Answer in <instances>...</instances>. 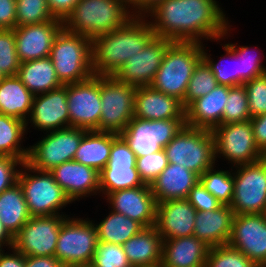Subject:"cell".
Wrapping results in <instances>:
<instances>
[{
	"label": "cell",
	"mask_w": 266,
	"mask_h": 267,
	"mask_svg": "<svg viewBox=\"0 0 266 267\" xmlns=\"http://www.w3.org/2000/svg\"><path fill=\"white\" fill-rule=\"evenodd\" d=\"M98 243L96 226L90 220L66 217L56 244V257L65 267H86Z\"/></svg>",
	"instance_id": "8"
},
{
	"label": "cell",
	"mask_w": 266,
	"mask_h": 267,
	"mask_svg": "<svg viewBox=\"0 0 266 267\" xmlns=\"http://www.w3.org/2000/svg\"><path fill=\"white\" fill-rule=\"evenodd\" d=\"M168 165L165 150L137 157L136 169L144 184L151 185Z\"/></svg>",
	"instance_id": "45"
},
{
	"label": "cell",
	"mask_w": 266,
	"mask_h": 267,
	"mask_svg": "<svg viewBox=\"0 0 266 267\" xmlns=\"http://www.w3.org/2000/svg\"><path fill=\"white\" fill-rule=\"evenodd\" d=\"M130 0H79L62 21L69 32L93 40L125 26L134 16Z\"/></svg>",
	"instance_id": "3"
},
{
	"label": "cell",
	"mask_w": 266,
	"mask_h": 267,
	"mask_svg": "<svg viewBox=\"0 0 266 267\" xmlns=\"http://www.w3.org/2000/svg\"><path fill=\"white\" fill-rule=\"evenodd\" d=\"M209 246L194 235L163 240V267H205Z\"/></svg>",
	"instance_id": "26"
},
{
	"label": "cell",
	"mask_w": 266,
	"mask_h": 267,
	"mask_svg": "<svg viewBox=\"0 0 266 267\" xmlns=\"http://www.w3.org/2000/svg\"><path fill=\"white\" fill-rule=\"evenodd\" d=\"M5 244V245H4ZM14 245V237L9 233V231L4 227L0 220V246H9V248Z\"/></svg>",
	"instance_id": "55"
},
{
	"label": "cell",
	"mask_w": 266,
	"mask_h": 267,
	"mask_svg": "<svg viewBox=\"0 0 266 267\" xmlns=\"http://www.w3.org/2000/svg\"><path fill=\"white\" fill-rule=\"evenodd\" d=\"M134 117L144 120L185 119V108L177 98L150 85L142 86L136 89Z\"/></svg>",
	"instance_id": "24"
},
{
	"label": "cell",
	"mask_w": 266,
	"mask_h": 267,
	"mask_svg": "<svg viewBox=\"0 0 266 267\" xmlns=\"http://www.w3.org/2000/svg\"><path fill=\"white\" fill-rule=\"evenodd\" d=\"M233 216L228 205L212 211H197L193 235L210 248L226 245L231 236Z\"/></svg>",
	"instance_id": "28"
},
{
	"label": "cell",
	"mask_w": 266,
	"mask_h": 267,
	"mask_svg": "<svg viewBox=\"0 0 266 267\" xmlns=\"http://www.w3.org/2000/svg\"><path fill=\"white\" fill-rule=\"evenodd\" d=\"M172 42V40L155 36L141 52L130 57L113 77L135 87L150 85Z\"/></svg>",
	"instance_id": "18"
},
{
	"label": "cell",
	"mask_w": 266,
	"mask_h": 267,
	"mask_svg": "<svg viewBox=\"0 0 266 267\" xmlns=\"http://www.w3.org/2000/svg\"><path fill=\"white\" fill-rule=\"evenodd\" d=\"M164 150L168 163L183 165L199 177L215 166V140L211 130L185 125Z\"/></svg>",
	"instance_id": "6"
},
{
	"label": "cell",
	"mask_w": 266,
	"mask_h": 267,
	"mask_svg": "<svg viewBox=\"0 0 266 267\" xmlns=\"http://www.w3.org/2000/svg\"><path fill=\"white\" fill-rule=\"evenodd\" d=\"M137 87L113 76H100L101 118L99 131L120 135L134 117Z\"/></svg>",
	"instance_id": "9"
},
{
	"label": "cell",
	"mask_w": 266,
	"mask_h": 267,
	"mask_svg": "<svg viewBox=\"0 0 266 267\" xmlns=\"http://www.w3.org/2000/svg\"><path fill=\"white\" fill-rule=\"evenodd\" d=\"M62 85L82 82L94 75L92 40L62 28L56 35L50 56Z\"/></svg>",
	"instance_id": "5"
},
{
	"label": "cell",
	"mask_w": 266,
	"mask_h": 267,
	"mask_svg": "<svg viewBox=\"0 0 266 267\" xmlns=\"http://www.w3.org/2000/svg\"><path fill=\"white\" fill-rule=\"evenodd\" d=\"M91 267H132L122 245L98 241Z\"/></svg>",
	"instance_id": "43"
},
{
	"label": "cell",
	"mask_w": 266,
	"mask_h": 267,
	"mask_svg": "<svg viewBox=\"0 0 266 267\" xmlns=\"http://www.w3.org/2000/svg\"><path fill=\"white\" fill-rule=\"evenodd\" d=\"M131 1V13L134 17H146L151 10H153L158 4L164 0H130ZM136 11V12H135Z\"/></svg>",
	"instance_id": "53"
},
{
	"label": "cell",
	"mask_w": 266,
	"mask_h": 267,
	"mask_svg": "<svg viewBox=\"0 0 266 267\" xmlns=\"http://www.w3.org/2000/svg\"><path fill=\"white\" fill-rule=\"evenodd\" d=\"M202 45V42H172L150 86L183 102L194 69L202 60Z\"/></svg>",
	"instance_id": "4"
},
{
	"label": "cell",
	"mask_w": 266,
	"mask_h": 267,
	"mask_svg": "<svg viewBox=\"0 0 266 267\" xmlns=\"http://www.w3.org/2000/svg\"><path fill=\"white\" fill-rule=\"evenodd\" d=\"M197 210L187 199L157 203L155 227L163 240L193 235Z\"/></svg>",
	"instance_id": "22"
},
{
	"label": "cell",
	"mask_w": 266,
	"mask_h": 267,
	"mask_svg": "<svg viewBox=\"0 0 266 267\" xmlns=\"http://www.w3.org/2000/svg\"><path fill=\"white\" fill-rule=\"evenodd\" d=\"M250 116L266 114V74L245 82Z\"/></svg>",
	"instance_id": "46"
},
{
	"label": "cell",
	"mask_w": 266,
	"mask_h": 267,
	"mask_svg": "<svg viewBox=\"0 0 266 267\" xmlns=\"http://www.w3.org/2000/svg\"><path fill=\"white\" fill-rule=\"evenodd\" d=\"M22 164L15 157L0 156V194L17 183L19 170L16 167Z\"/></svg>",
	"instance_id": "48"
},
{
	"label": "cell",
	"mask_w": 266,
	"mask_h": 267,
	"mask_svg": "<svg viewBox=\"0 0 266 267\" xmlns=\"http://www.w3.org/2000/svg\"><path fill=\"white\" fill-rule=\"evenodd\" d=\"M13 253L7 254L3 251L0 253V267H25V255L21 254L14 247Z\"/></svg>",
	"instance_id": "54"
},
{
	"label": "cell",
	"mask_w": 266,
	"mask_h": 267,
	"mask_svg": "<svg viewBox=\"0 0 266 267\" xmlns=\"http://www.w3.org/2000/svg\"><path fill=\"white\" fill-rule=\"evenodd\" d=\"M263 214H264V216H265V219H266V209H265V211H264V213H263Z\"/></svg>",
	"instance_id": "58"
},
{
	"label": "cell",
	"mask_w": 266,
	"mask_h": 267,
	"mask_svg": "<svg viewBox=\"0 0 266 267\" xmlns=\"http://www.w3.org/2000/svg\"><path fill=\"white\" fill-rule=\"evenodd\" d=\"M26 129V122L0 114V156L15 157L23 163L27 161L29 148L21 147Z\"/></svg>",
	"instance_id": "35"
},
{
	"label": "cell",
	"mask_w": 266,
	"mask_h": 267,
	"mask_svg": "<svg viewBox=\"0 0 266 267\" xmlns=\"http://www.w3.org/2000/svg\"><path fill=\"white\" fill-rule=\"evenodd\" d=\"M206 170L200 177L202 185L222 204L230 206L234 194V179L232 171Z\"/></svg>",
	"instance_id": "36"
},
{
	"label": "cell",
	"mask_w": 266,
	"mask_h": 267,
	"mask_svg": "<svg viewBox=\"0 0 266 267\" xmlns=\"http://www.w3.org/2000/svg\"><path fill=\"white\" fill-rule=\"evenodd\" d=\"M148 19L133 17L122 28L92 40V69L95 76H113L119 68L156 36Z\"/></svg>",
	"instance_id": "2"
},
{
	"label": "cell",
	"mask_w": 266,
	"mask_h": 267,
	"mask_svg": "<svg viewBox=\"0 0 266 267\" xmlns=\"http://www.w3.org/2000/svg\"><path fill=\"white\" fill-rule=\"evenodd\" d=\"M30 217L23 190L18 182L0 194V220L13 237Z\"/></svg>",
	"instance_id": "33"
},
{
	"label": "cell",
	"mask_w": 266,
	"mask_h": 267,
	"mask_svg": "<svg viewBox=\"0 0 266 267\" xmlns=\"http://www.w3.org/2000/svg\"><path fill=\"white\" fill-rule=\"evenodd\" d=\"M62 28L60 19L15 27L16 51L20 62L49 57L54 39Z\"/></svg>",
	"instance_id": "21"
},
{
	"label": "cell",
	"mask_w": 266,
	"mask_h": 267,
	"mask_svg": "<svg viewBox=\"0 0 266 267\" xmlns=\"http://www.w3.org/2000/svg\"><path fill=\"white\" fill-rule=\"evenodd\" d=\"M56 20L47 0H16V27Z\"/></svg>",
	"instance_id": "38"
},
{
	"label": "cell",
	"mask_w": 266,
	"mask_h": 267,
	"mask_svg": "<svg viewBox=\"0 0 266 267\" xmlns=\"http://www.w3.org/2000/svg\"><path fill=\"white\" fill-rule=\"evenodd\" d=\"M64 215L35 216L14 236L13 247L25 256L54 257Z\"/></svg>",
	"instance_id": "15"
},
{
	"label": "cell",
	"mask_w": 266,
	"mask_h": 267,
	"mask_svg": "<svg viewBox=\"0 0 266 267\" xmlns=\"http://www.w3.org/2000/svg\"><path fill=\"white\" fill-rule=\"evenodd\" d=\"M50 173L71 202L100 192L99 172L74 160L54 167Z\"/></svg>",
	"instance_id": "23"
},
{
	"label": "cell",
	"mask_w": 266,
	"mask_h": 267,
	"mask_svg": "<svg viewBox=\"0 0 266 267\" xmlns=\"http://www.w3.org/2000/svg\"><path fill=\"white\" fill-rule=\"evenodd\" d=\"M205 47L202 45V59L208 64V66L211 68L212 73L214 74L218 85H226L229 87L239 86V67H238V58L233 54V52L226 46H223V49L226 51V59H233L234 67L233 69H229L226 66H223L224 64L222 61L216 63L213 62V59L210 57V54L207 55L204 50ZM228 57V58H227ZM212 59V60H211Z\"/></svg>",
	"instance_id": "44"
},
{
	"label": "cell",
	"mask_w": 266,
	"mask_h": 267,
	"mask_svg": "<svg viewBox=\"0 0 266 267\" xmlns=\"http://www.w3.org/2000/svg\"><path fill=\"white\" fill-rule=\"evenodd\" d=\"M221 9L216 0H164L145 18H154L149 23L157 37L173 42L218 41L230 31Z\"/></svg>",
	"instance_id": "1"
},
{
	"label": "cell",
	"mask_w": 266,
	"mask_h": 267,
	"mask_svg": "<svg viewBox=\"0 0 266 267\" xmlns=\"http://www.w3.org/2000/svg\"><path fill=\"white\" fill-rule=\"evenodd\" d=\"M70 126L99 131L101 118L100 76L67 84Z\"/></svg>",
	"instance_id": "16"
},
{
	"label": "cell",
	"mask_w": 266,
	"mask_h": 267,
	"mask_svg": "<svg viewBox=\"0 0 266 267\" xmlns=\"http://www.w3.org/2000/svg\"><path fill=\"white\" fill-rule=\"evenodd\" d=\"M187 200L197 211L202 212L217 210L222 206L200 181L191 189Z\"/></svg>",
	"instance_id": "47"
},
{
	"label": "cell",
	"mask_w": 266,
	"mask_h": 267,
	"mask_svg": "<svg viewBox=\"0 0 266 267\" xmlns=\"http://www.w3.org/2000/svg\"><path fill=\"white\" fill-rule=\"evenodd\" d=\"M17 76L33 95L47 93L62 86L50 57L22 62Z\"/></svg>",
	"instance_id": "31"
},
{
	"label": "cell",
	"mask_w": 266,
	"mask_h": 267,
	"mask_svg": "<svg viewBox=\"0 0 266 267\" xmlns=\"http://www.w3.org/2000/svg\"><path fill=\"white\" fill-rule=\"evenodd\" d=\"M238 58L239 67V86L253 78L266 74V67L262 64L261 58L257 55L252 56L250 47L236 46L237 44H225ZM251 54V55H250Z\"/></svg>",
	"instance_id": "40"
},
{
	"label": "cell",
	"mask_w": 266,
	"mask_h": 267,
	"mask_svg": "<svg viewBox=\"0 0 266 267\" xmlns=\"http://www.w3.org/2000/svg\"><path fill=\"white\" fill-rule=\"evenodd\" d=\"M33 98L34 95L17 75L2 78L0 82V114L26 122L31 112Z\"/></svg>",
	"instance_id": "30"
},
{
	"label": "cell",
	"mask_w": 266,
	"mask_h": 267,
	"mask_svg": "<svg viewBox=\"0 0 266 267\" xmlns=\"http://www.w3.org/2000/svg\"><path fill=\"white\" fill-rule=\"evenodd\" d=\"M106 197L112 211L137 221L144 228L155 226L157 203L150 185L117 190Z\"/></svg>",
	"instance_id": "19"
},
{
	"label": "cell",
	"mask_w": 266,
	"mask_h": 267,
	"mask_svg": "<svg viewBox=\"0 0 266 267\" xmlns=\"http://www.w3.org/2000/svg\"><path fill=\"white\" fill-rule=\"evenodd\" d=\"M3 77H4V75L0 72V82H1Z\"/></svg>",
	"instance_id": "56"
},
{
	"label": "cell",
	"mask_w": 266,
	"mask_h": 267,
	"mask_svg": "<svg viewBox=\"0 0 266 267\" xmlns=\"http://www.w3.org/2000/svg\"><path fill=\"white\" fill-rule=\"evenodd\" d=\"M186 125V119L144 120L133 117L120 136L137 157L163 150Z\"/></svg>",
	"instance_id": "12"
},
{
	"label": "cell",
	"mask_w": 266,
	"mask_h": 267,
	"mask_svg": "<svg viewBox=\"0 0 266 267\" xmlns=\"http://www.w3.org/2000/svg\"><path fill=\"white\" fill-rule=\"evenodd\" d=\"M221 124L249 121L251 119L248 96L244 85L229 87Z\"/></svg>",
	"instance_id": "39"
},
{
	"label": "cell",
	"mask_w": 266,
	"mask_h": 267,
	"mask_svg": "<svg viewBox=\"0 0 266 267\" xmlns=\"http://www.w3.org/2000/svg\"><path fill=\"white\" fill-rule=\"evenodd\" d=\"M136 155L125 140L112 133V147L107 165L99 172V187L105 197L111 192L143 186L136 169Z\"/></svg>",
	"instance_id": "14"
},
{
	"label": "cell",
	"mask_w": 266,
	"mask_h": 267,
	"mask_svg": "<svg viewBox=\"0 0 266 267\" xmlns=\"http://www.w3.org/2000/svg\"><path fill=\"white\" fill-rule=\"evenodd\" d=\"M30 119L26 126L31 125L47 132L70 127L68 113L67 85L51 90L47 93L34 95Z\"/></svg>",
	"instance_id": "20"
},
{
	"label": "cell",
	"mask_w": 266,
	"mask_h": 267,
	"mask_svg": "<svg viewBox=\"0 0 266 267\" xmlns=\"http://www.w3.org/2000/svg\"><path fill=\"white\" fill-rule=\"evenodd\" d=\"M3 248L0 246V253L2 252V251H5V250H2Z\"/></svg>",
	"instance_id": "59"
},
{
	"label": "cell",
	"mask_w": 266,
	"mask_h": 267,
	"mask_svg": "<svg viewBox=\"0 0 266 267\" xmlns=\"http://www.w3.org/2000/svg\"><path fill=\"white\" fill-rule=\"evenodd\" d=\"M25 267H65L56 257L25 256Z\"/></svg>",
	"instance_id": "52"
},
{
	"label": "cell",
	"mask_w": 266,
	"mask_h": 267,
	"mask_svg": "<svg viewBox=\"0 0 266 267\" xmlns=\"http://www.w3.org/2000/svg\"><path fill=\"white\" fill-rule=\"evenodd\" d=\"M88 130L66 127L46 133L29 148L26 163L38 171H51L66 161L73 160L80 141Z\"/></svg>",
	"instance_id": "10"
},
{
	"label": "cell",
	"mask_w": 266,
	"mask_h": 267,
	"mask_svg": "<svg viewBox=\"0 0 266 267\" xmlns=\"http://www.w3.org/2000/svg\"><path fill=\"white\" fill-rule=\"evenodd\" d=\"M20 64L14 29H0V72L4 76H16Z\"/></svg>",
	"instance_id": "42"
},
{
	"label": "cell",
	"mask_w": 266,
	"mask_h": 267,
	"mask_svg": "<svg viewBox=\"0 0 266 267\" xmlns=\"http://www.w3.org/2000/svg\"><path fill=\"white\" fill-rule=\"evenodd\" d=\"M16 27V0H0V29Z\"/></svg>",
	"instance_id": "49"
},
{
	"label": "cell",
	"mask_w": 266,
	"mask_h": 267,
	"mask_svg": "<svg viewBox=\"0 0 266 267\" xmlns=\"http://www.w3.org/2000/svg\"><path fill=\"white\" fill-rule=\"evenodd\" d=\"M21 168L17 182L23 190L31 217L60 215L63 206L72 203L49 171H38L26 162Z\"/></svg>",
	"instance_id": "7"
},
{
	"label": "cell",
	"mask_w": 266,
	"mask_h": 267,
	"mask_svg": "<svg viewBox=\"0 0 266 267\" xmlns=\"http://www.w3.org/2000/svg\"><path fill=\"white\" fill-rule=\"evenodd\" d=\"M250 122L253 127V134L256 146L266 153V114L251 117Z\"/></svg>",
	"instance_id": "50"
},
{
	"label": "cell",
	"mask_w": 266,
	"mask_h": 267,
	"mask_svg": "<svg viewBox=\"0 0 266 267\" xmlns=\"http://www.w3.org/2000/svg\"><path fill=\"white\" fill-rule=\"evenodd\" d=\"M111 147V132L87 131L80 141L73 160L100 172L108 163Z\"/></svg>",
	"instance_id": "32"
},
{
	"label": "cell",
	"mask_w": 266,
	"mask_h": 267,
	"mask_svg": "<svg viewBox=\"0 0 266 267\" xmlns=\"http://www.w3.org/2000/svg\"><path fill=\"white\" fill-rule=\"evenodd\" d=\"M94 225L98 241L117 245H123L144 228L137 221L114 211H111L99 224Z\"/></svg>",
	"instance_id": "34"
},
{
	"label": "cell",
	"mask_w": 266,
	"mask_h": 267,
	"mask_svg": "<svg viewBox=\"0 0 266 267\" xmlns=\"http://www.w3.org/2000/svg\"><path fill=\"white\" fill-rule=\"evenodd\" d=\"M212 133L215 140V158L221 155L233 166L254 163L264 158V154L255 144L250 120L218 125Z\"/></svg>",
	"instance_id": "13"
},
{
	"label": "cell",
	"mask_w": 266,
	"mask_h": 267,
	"mask_svg": "<svg viewBox=\"0 0 266 267\" xmlns=\"http://www.w3.org/2000/svg\"><path fill=\"white\" fill-rule=\"evenodd\" d=\"M234 194L230 207L234 215L263 214L266 209V160L235 166Z\"/></svg>",
	"instance_id": "11"
},
{
	"label": "cell",
	"mask_w": 266,
	"mask_h": 267,
	"mask_svg": "<svg viewBox=\"0 0 266 267\" xmlns=\"http://www.w3.org/2000/svg\"><path fill=\"white\" fill-rule=\"evenodd\" d=\"M228 95L229 86L217 85L210 93L193 101L185 109L186 125L211 131L221 125Z\"/></svg>",
	"instance_id": "25"
},
{
	"label": "cell",
	"mask_w": 266,
	"mask_h": 267,
	"mask_svg": "<svg viewBox=\"0 0 266 267\" xmlns=\"http://www.w3.org/2000/svg\"><path fill=\"white\" fill-rule=\"evenodd\" d=\"M218 85L211 68L202 59L194 69L182 102L186 109L196 99L207 95Z\"/></svg>",
	"instance_id": "37"
},
{
	"label": "cell",
	"mask_w": 266,
	"mask_h": 267,
	"mask_svg": "<svg viewBox=\"0 0 266 267\" xmlns=\"http://www.w3.org/2000/svg\"><path fill=\"white\" fill-rule=\"evenodd\" d=\"M228 245L242 252L257 267H266V219L264 214L234 215Z\"/></svg>",
	"instance_id": "17"
},
{
	"label": "cell",
	"mask_w": 266,
	"mask_h": 267,
	"mask_svg": "<svg viewBox=\"0 0 266 267\" xmlns=\"http://www.w3.org/2000/svg\"><path fill=\"white\" fill-rule=\"evenodd\" d=\"M199 176L183 165L168 163L162 173L150 185L156 203L187 199Z\"/></svg>",
	"instance_id": "27"
},
{
	"label": "cell",
	"mask_w": 266,
	"mask_h": 267,
	"mask_svg": "<svg viewBox=\"0 0 266 267\" xmlns=\"http://www.w3.org/2000/svg\"><path fill=\"white\" fill-rule=\"evenodd\" d=\"M163 238L155 226L143 228L122 246L132 267H150L161 264Z\"/></svg>",
	"instance_id": "29"
},
{
	"label": "cell",
	"mask_w": 266,
	"mask_h": 267,
	"mask_svg": "<svg viewBox=\"0 0 266 267\" xmlns=\"http://www.w3.org/2000/svg\"><path fill=\"white\" fill-rule=\"evenodd\" d=\"M205 267H257L242 252L230 245L209 248Z\"/></svg>",
	"instance_id": "41"
},
{
	"label": "cell",
	"mask_w": 266,
	"mask_h": 267,
	"mask_svg": "<svg viewBox=\"0 0 266 267\" xmlns=\"http://www.w3.org/2000/svg\"><path fill=\"white\" fill-rule=\"evenodd\" d=\"M78 2L79 0H47L52 15L62 21L74 9Z\"/></svg>",
	"instance_id": "51"
},
{
	"label": "cell",
	"mask_w": 266,
	"mask_h": 267,
	"mask_svg": "<svg viewBox=\"0 0 266 267\" xmlns=\"http://www.w3.org/2000/svg\"><path fill=\"white\" fill-rule=\"evenodd\" d=\"M150 267H163L161 264L155 265V266H150Z\"/></svg>",
	"instance_id": "57"
}]
</instances>
